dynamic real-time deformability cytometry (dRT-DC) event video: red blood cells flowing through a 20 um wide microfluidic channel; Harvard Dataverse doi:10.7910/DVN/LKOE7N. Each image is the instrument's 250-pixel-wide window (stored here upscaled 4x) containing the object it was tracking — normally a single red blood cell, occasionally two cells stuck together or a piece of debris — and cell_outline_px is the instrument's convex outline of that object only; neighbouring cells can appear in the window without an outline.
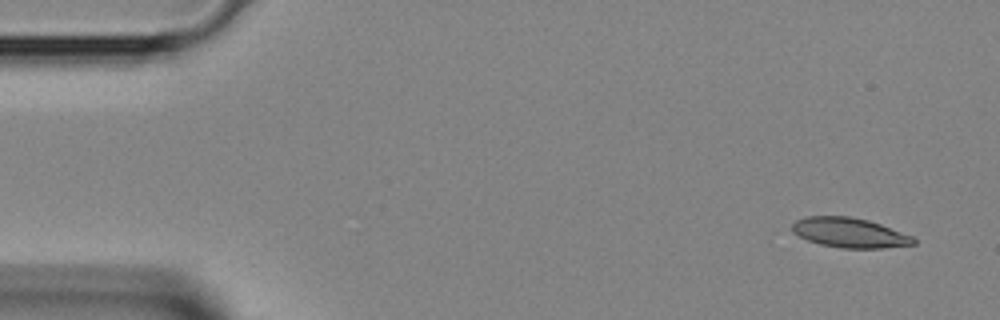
{"species": "Egyptian fruit bat (a non-hibernating species)", "species_latin": "Rousettus aegyptiacus", "temperature_condition": "room temperature", "stored_images_in_passage": 4, "camera_frame_rate_fps": 3000, "um_per_image_px": 0.085, "animal": {"sex": "female"}, "frame": {"image": 1, "passage_image": 1, "time_ms": 0.0, "image_size_px": [1000, 320], "cell_outline_px": [[916, 244], [880, 248], [840, 248], [820, 244], [808, 240], [792, 232], [792, 224], [796, 220], [808, 216], [848, 216], [868, 220], [880, 224], [912, 236], [916, 240]], "centroid_in_image_um": [72.2, 19.78], "position_along_channel_um": 12.8, "area_um2": 20.92}}
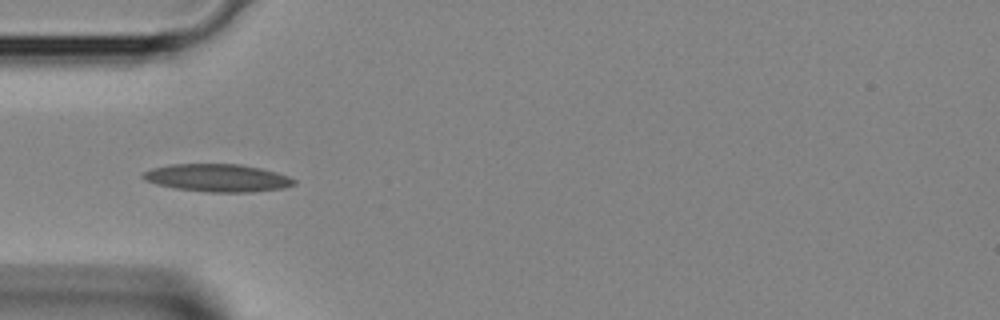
{"frame": {"image": 2, "passage_image": 3, "time_ms": 0.667, "image_size_px": [1000, 320], "cell_outline_px": [[296, 184], [284, 188], [252, 192], [208, 192], [176, 188], [156, 184], [140, 176], [144, 172], [152, 168], [172, 164], [240, 164], [260, 168], [276, 172], [288, 176], [296, 180]], "centroid_in_image_um": [18.52, 15.12], "position_along_channel_um": 66.5, "area_um2": 24.28}}
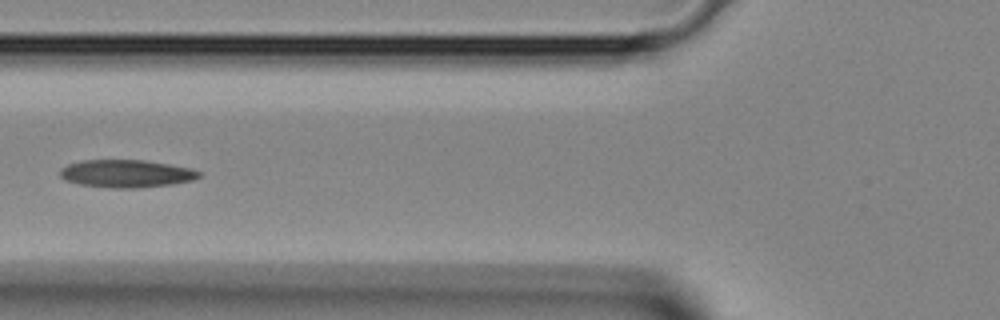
{"frame": {"image": 3, "passage_image": 4, "time_ms": 1.0, "image_size_px": [1000, 320], "cell_outline_px": [[204, 176], [192, 180], [172, 184], [136, 188], [112, 188], [80, 184], [68, 180], [60, 176], [60, 168], [68, 164], [84, 160], [144, 160], [192, 168], [200, 172]], "centroid_in_image_um": [10.78, 14.75], "position_along_channel_um": 115.0, "area_um2": 22.37}}